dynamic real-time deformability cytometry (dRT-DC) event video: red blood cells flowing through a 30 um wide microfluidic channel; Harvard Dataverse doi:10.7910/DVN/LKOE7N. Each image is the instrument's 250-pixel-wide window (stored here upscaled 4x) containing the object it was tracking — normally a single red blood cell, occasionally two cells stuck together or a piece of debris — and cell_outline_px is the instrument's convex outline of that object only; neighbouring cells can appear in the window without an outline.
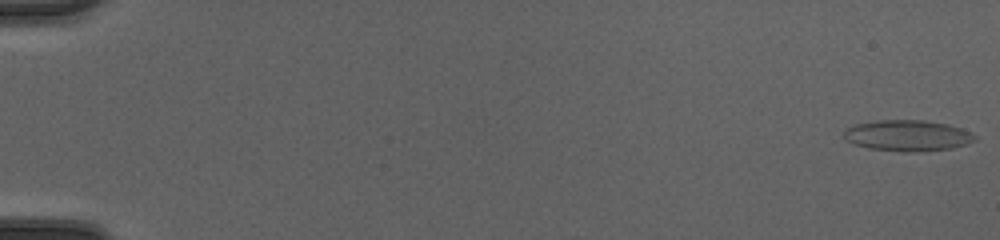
{"species": "common noctule bat (a hibernating species)", "species_latin": "Nyctalus noctula", "temperature_condition": "cold", "stored_images_in_passage": 51, "camera_frame_rate_fps": 3000, "um_per_image_px": 0.085, "animal": {"sex": "female", "body_mass_g": 20.0, "forearm_length_mm": 54.0}, "frame": {"image": 1, "passage_image": 1, "time_ms": 0.0, "image_size_px": [1000, 240], "cell_outline_px": [[972, 140], [964, 144], [948, 148], [872, 148], [856, 144], [848, 140], [844, 136], [844, 132], [848, 128], [860, 124], [888, 120], [912, 120], [944, 124], [968, 132], [972, 136]], "centroid_in_image_um": [77.06, 11.47], "position_along_channel_um": 7.9, "area_um2": 20.98}}
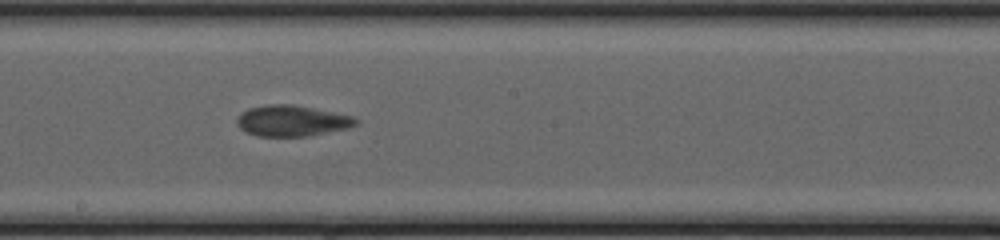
{"frame": {"image": 2, "passage_image": 30, "time_ms": 9.667, "image_size_px": [1000, 240], "cell_outline_px": [[360, 120], [356, 124], [344, 128], [304, 136], [256, 136], [240, 128], [236, 120], [248, 108], [268, 104], [292, 104], [352, 116]], "centroid_in_image_um": [24.78, 10.26], "position_along_channel_um": 223.4, "area_um2": 20.87}}
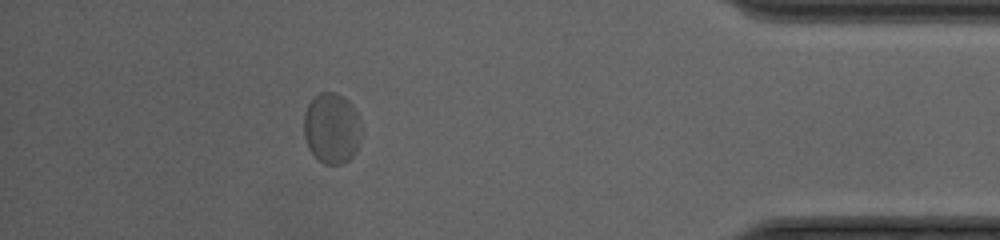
{"frame": {"image": 3, "passage_image": 46, "time_ms": 15.0, "image_size_px": [1000, 240], "cell_outline_px": [[356, 148], [352, 156], [348, 160], [340, 164], [324, 164], [308, 148], [304, 132], [304, 116], [308, 104], [320, 92], [332, 92], [348, 100], [356, 112]], "centroid_in_image_um": [28.11, 10.9], "position_along_channel_um": 407.1, "area_um2": 22.48}, "authors_computed_cell_mechanics": {"area_um2": 20.9236, "velocity_mm_per_s": 4.1907, "shape_relaxation_time_tau1_ms": 4.648, "shape_relaxation_time_tau2_ms": 0.9609, "deformation_change_tau1": 0.1101, "deformation_change_tau2": 0.0695}}